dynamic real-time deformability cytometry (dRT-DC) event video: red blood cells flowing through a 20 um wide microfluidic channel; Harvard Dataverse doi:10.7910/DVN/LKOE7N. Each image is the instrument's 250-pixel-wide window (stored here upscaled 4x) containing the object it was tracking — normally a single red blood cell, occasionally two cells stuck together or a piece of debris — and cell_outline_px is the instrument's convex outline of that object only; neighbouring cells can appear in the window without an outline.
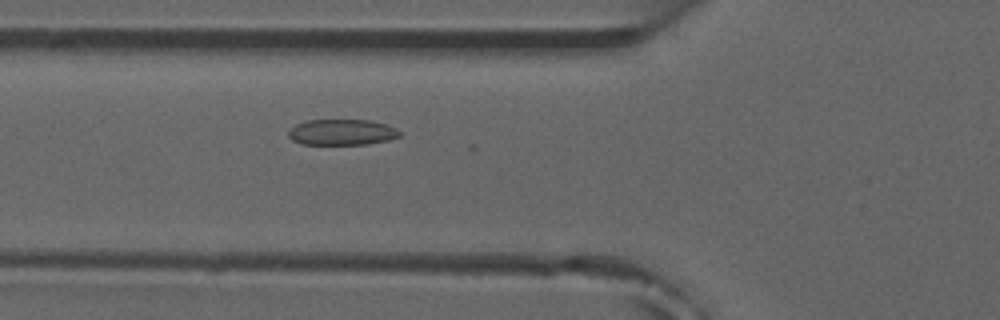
{"species": "common noctule bat (a hibernating species)", "species_latin": "Nyctalus noctula", "temperature_condition": "room temperature", "stored_images_in_passage": 5, "camera_frame_rate_fps": 3000, "um_per_image_px": 0.085, "animal": {"sex": "male", "forearm_length_mm": 52.5}, "frame": {"image": 1, "passage_image": 5, "time_ms": 4.667, "image_size_px": [1000, 320], "cell_outline_px": [[400, 136], [388, 140], [364, 144], [300, 144], [292, 140], [288, 136], [288, 128], [296, 124], [308, 120], [372, 120], [388, 124], [396, 128], [400, 132]], "centroid_in_image_um": [29.04, 11.23], "position_along_channel_um": 96.8, "area_um2": 16.88}}